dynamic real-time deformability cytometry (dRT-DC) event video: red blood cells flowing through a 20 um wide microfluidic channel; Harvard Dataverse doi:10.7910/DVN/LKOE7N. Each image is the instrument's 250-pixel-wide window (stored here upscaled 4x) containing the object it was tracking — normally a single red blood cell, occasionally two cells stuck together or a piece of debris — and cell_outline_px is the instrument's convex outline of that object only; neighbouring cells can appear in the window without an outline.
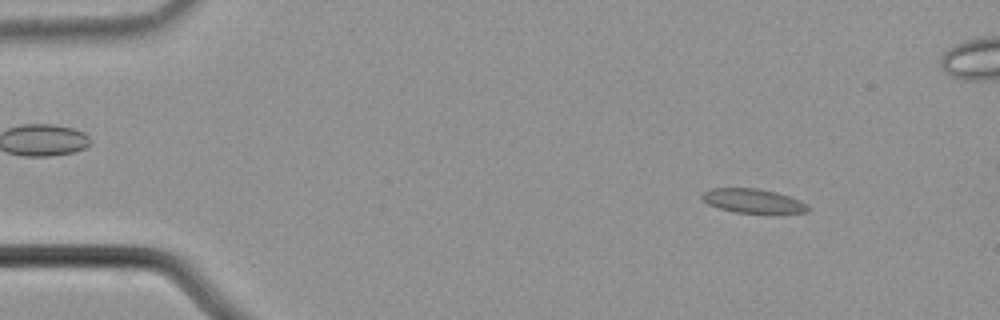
{"species": "common noctule bat (a hibernating species)", "species_latin": "Nyctalus noctula", "temperature_condition": "cold", "stored_images_in_passage": 58, "camera_frame_rate_fps": 3000, "um_per_image_px": 0.085, "animal": {"sex": "male", "body_mass_g": 21.5, "forearm_length_mm": 52.0}, "frame": {"image": 1, "passage_image": 6, "time_ms": 1.667, "image_size_px": [1000, 320], "cell_outline_px": [[812, 208], [808, 212], [772, 216], [736, 212], [720, 208], [708, 204], [700, 196], [704, 192], [712, 188], [756, 188], [776, 192], [800, 200], [808, 204]], "centroid_in_image_um": [64.13, 17.13], "position_along_channel_um": 20.9, "area_um2": 15.66}}
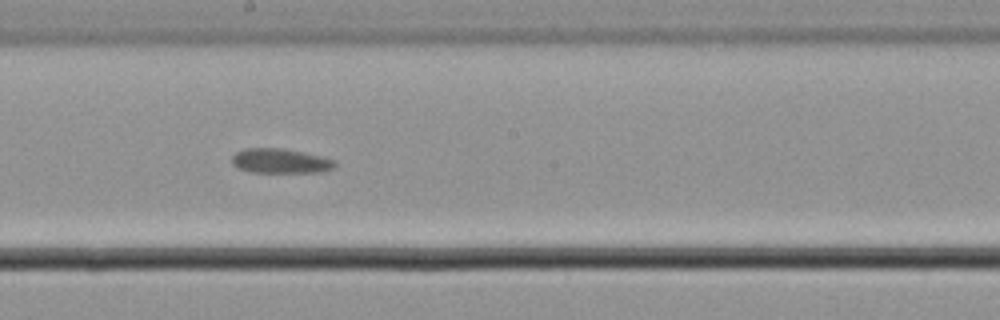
{"frame": {"image": 2, "passage_image": 31, "time_ms": 10.0, "image_size_px": [1000, 320], "cell_outline_px": [[336, 168], [320, 172], [252, 172], [236, 168], [232, 164], [232, 156], [236, 152], [244, 148], [280, 148], [320, 156], [336, 160]], "centroid_in_image_um": [23.82, 13.69], "position_along_channel_um": 224.4, "area_um2": 14.8}}
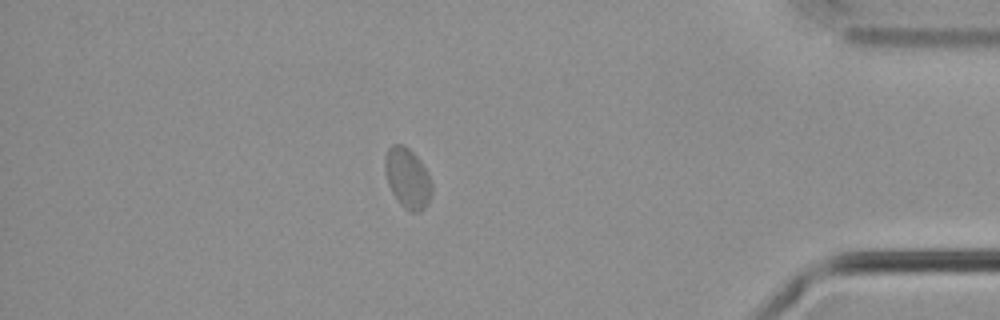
{"frame": {"image": 3, "passage_image": 49, "time_ms": 16.0, "image_size_px": [1000, 320], "cell_outline_px": [[432, 196], [428, 204], [420, 212], [408, 212], [400, 204], [392, 192], [388, 184], [384, 172], [384, 156], [388, 148], [392, 144], [404, 144], [420, 160], [428, 172], [432, 184]], "centroid_in_image_um": [34.64, 15.15], "position_along_channel_um": 400.6, "area_um2": 16.82}, "authors_computed_cell_mechanics": {"area_um2": 15.4615, "velocity_mm_per_s": 3.6014, "shape_relaxation_time_tau1_ms": null, "shape_relaxation_time_tau2_ms": 7.6426, "deformation_change_tau1": null, "deformation_change_tau2": 0.0924}}